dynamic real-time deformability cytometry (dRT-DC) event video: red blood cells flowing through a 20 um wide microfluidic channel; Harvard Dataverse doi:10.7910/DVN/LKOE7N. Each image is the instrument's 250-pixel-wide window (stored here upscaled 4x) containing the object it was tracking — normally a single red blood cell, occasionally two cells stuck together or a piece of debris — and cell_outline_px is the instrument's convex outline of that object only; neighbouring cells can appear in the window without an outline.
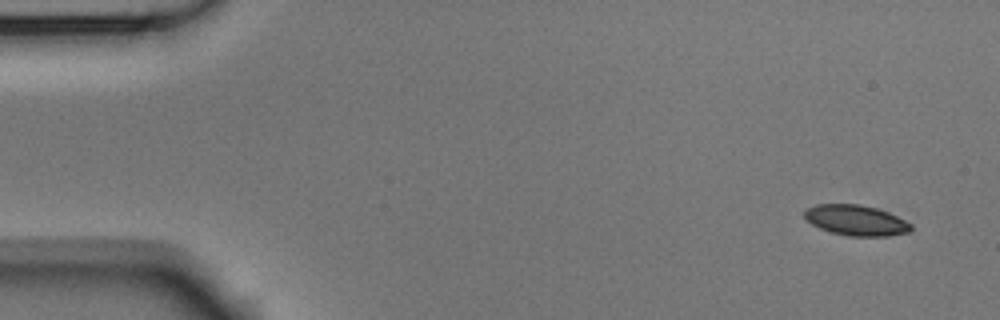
{"species": "Egyptian fruit bat (a non-hibernating species)", "species_latin": "Rousettus aegyptiacus", "temperature_condition": "room temperature", "stored_images_in_passage": 5, "camera_frame_rate_fps": 3000, "um_per_image_px": 0.085, "animal": {"sex": "male"}, "frame": {"image": 1, "passage_image": 1, "time_ms": 0.0, "image_size_px": [1000, 320], "cell_outline_px": [[912, 228], [908, 232], [888, 236], [848, 236], [832, 232], [820, 228], [812, 224], [804, 216], [804, 208], [816, 204], [860, 204], [876, 208], [888, 212], [912, 224]], "centroid_in_image_um": [72.74, 18.71], "position_along_channel_um": 12.3, "area_um2": 18.9}}